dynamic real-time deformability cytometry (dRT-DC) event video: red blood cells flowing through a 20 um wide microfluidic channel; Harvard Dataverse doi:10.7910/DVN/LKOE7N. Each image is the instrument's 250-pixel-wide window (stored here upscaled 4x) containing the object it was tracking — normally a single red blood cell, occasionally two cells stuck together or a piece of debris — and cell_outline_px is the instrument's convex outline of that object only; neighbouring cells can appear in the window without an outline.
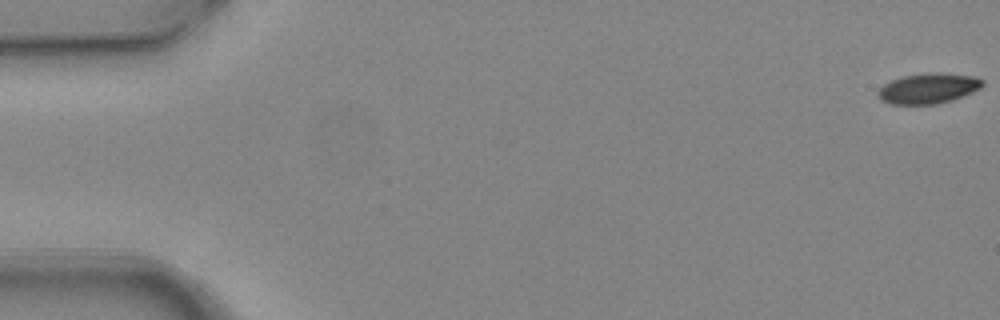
{"species": "common noctule bat (a hibernating species)", "species_latin": "Nyctalus noctula", "temperature_condition": "warm", "stored_images_in_passage": 6, "camera_frame_rate_fps": 3000, "um_per_image_px": 0.085, "animal": {"sex": "female", "body_mass_g": 24.6, "forearm_length_mm": 56.2}, "frame": {"image": 1, "passage_image": 1, "time_ms": 0.0, "image_size_px": [1000, 320], "cell_outline_px": [[984, 84], [980, 88], [972, 92], [952, 100], [936, 104], [888, 104], [880, 100], [876, 96], [876, 92], [884, 84], [892, 80], [904, 76], [976, 76], [984, 80]], "centroid_in_image_um": [78.84, 7.59], "position_along_channel_um": 6.2, "area_um2": 17.51}}
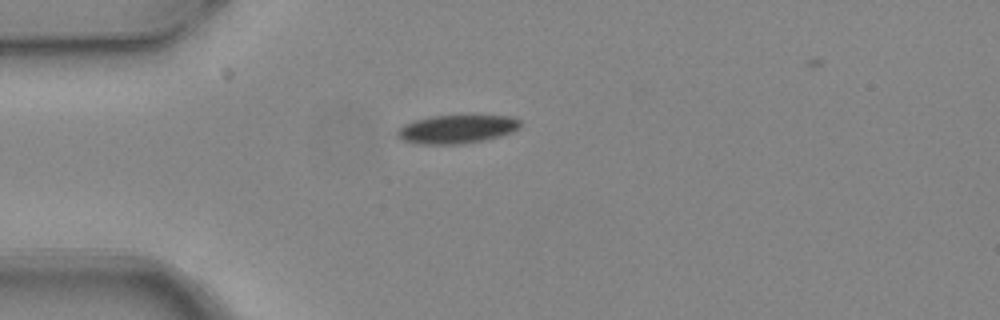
{"frame": {"image": 2, "passage_image": 5, "time_ms": 1.333, "image_size_px": [1000, 320], "cell_outline_px": [[520, 128], [512, 132], [500, 136], [484, 140], [464, 144], [416, 144], [400, 140], [396, 136], [396, 128], [412, 120], [432, 116], [512, 116], [520, 120]], "centroid_in_image_um": [38.76, 10.99], "position_along_channel_um": 46.2, "area_um2": 20.69}}